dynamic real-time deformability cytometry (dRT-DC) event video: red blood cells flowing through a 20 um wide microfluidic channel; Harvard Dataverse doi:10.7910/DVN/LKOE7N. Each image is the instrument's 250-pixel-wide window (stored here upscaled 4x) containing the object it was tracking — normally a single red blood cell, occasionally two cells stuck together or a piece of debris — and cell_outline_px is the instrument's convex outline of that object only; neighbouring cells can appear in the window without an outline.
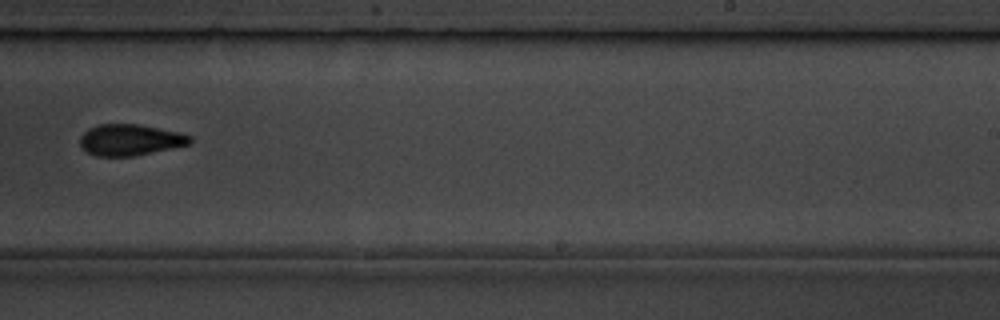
{"species": "common noctule bat (a hibernating species)", "species_latin": "Nyctalus noctula", "temperature_condition": "room temperature", "stored_images_in_passage": 11, "camera_frame_rate_fps": 3000, "um_per_image_px": 0.085, "animal": {"sex": "male", "body_mass_g": 19.5, "forearm_length_mm": 54.6}, "frame": {"image": 1, "passage_image": 10, "time_ms": 11.333, "image_size_px": [1000, 320], "cell_outline_px": [[192, 144], [136, 156], [96, 156], [88, 152], [80, 144], [80, 136], [88, 128], [100, 124], [136, 124], [176, 132], [192, 136]], "centroid_in_image_um": [11.07, 11.9], "position_along_channel_um": 277.9, "area_um2": 19.94}}
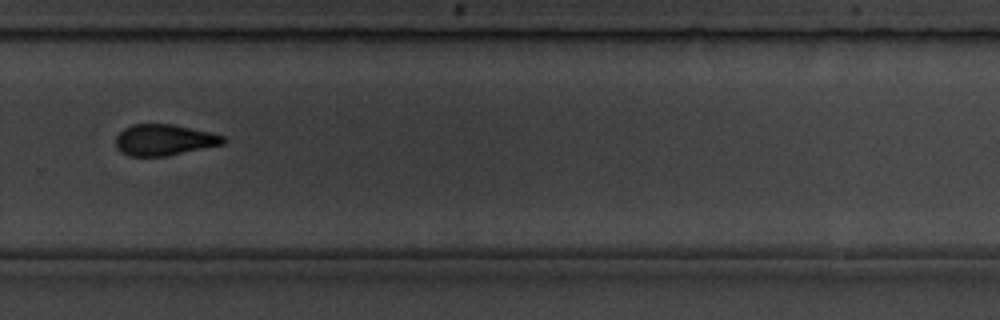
{"frame": {"image": 2, "passage_image": 11, "time_ms": 12.333, "image_size_px": [1000, 320], "cell_outline_px": [[224, 144], [168, 156], [128, 156], [120, 152], [116, 148], [116, 136], [124, 128], [132, 124], [172, 124], [212, 132], [224, 136]], "centroid_in_image_um": [13.94, 11.9], "position_along_channel_um": 315.9, "area_um2": 19.65}}